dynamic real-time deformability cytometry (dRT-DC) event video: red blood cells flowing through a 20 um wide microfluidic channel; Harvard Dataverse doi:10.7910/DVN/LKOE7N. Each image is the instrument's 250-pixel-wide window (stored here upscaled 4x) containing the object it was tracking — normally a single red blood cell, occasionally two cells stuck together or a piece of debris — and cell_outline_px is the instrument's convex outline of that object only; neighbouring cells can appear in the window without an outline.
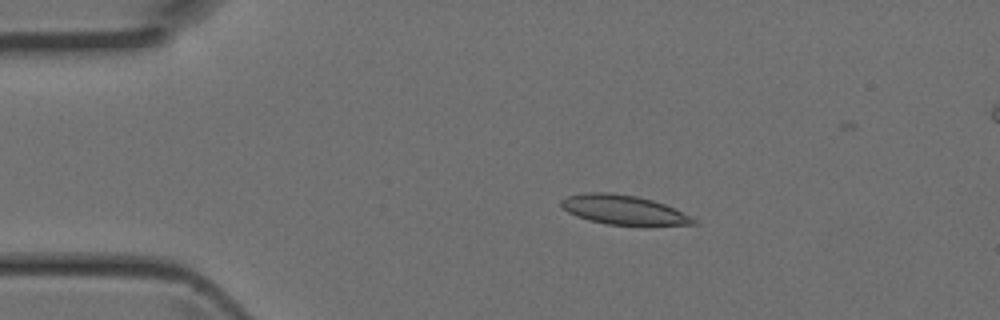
{"species": "Egyptian fruit bat (a non-hibernating species)", "species_latin": "Rousettus aegyptiacus", "temperature_condition": "room temperature", "stored_images_in_passage": 2, "camera_frame_rate_fps": 3000, "um_per_image_px": 0.085, "animal": {"sex": "female"}, "frame": {"image": 1, "passage_image": 1, "time_ms": 0.0, "image_size_px": [1000, 320], "cell_outline_px": [[700, 224], [608, 224], [588, 220], [576, 216], [568, 212], [560, 204], [560, 200], [568, 196], [584, 192], [608, 192], [636, 196], [652, 200], [664, 204], [696, 220]], "centroid_in_image_um": [52.91, 17.81], "position_along_channel_um": 32.1, "area_um2": 22.02}}